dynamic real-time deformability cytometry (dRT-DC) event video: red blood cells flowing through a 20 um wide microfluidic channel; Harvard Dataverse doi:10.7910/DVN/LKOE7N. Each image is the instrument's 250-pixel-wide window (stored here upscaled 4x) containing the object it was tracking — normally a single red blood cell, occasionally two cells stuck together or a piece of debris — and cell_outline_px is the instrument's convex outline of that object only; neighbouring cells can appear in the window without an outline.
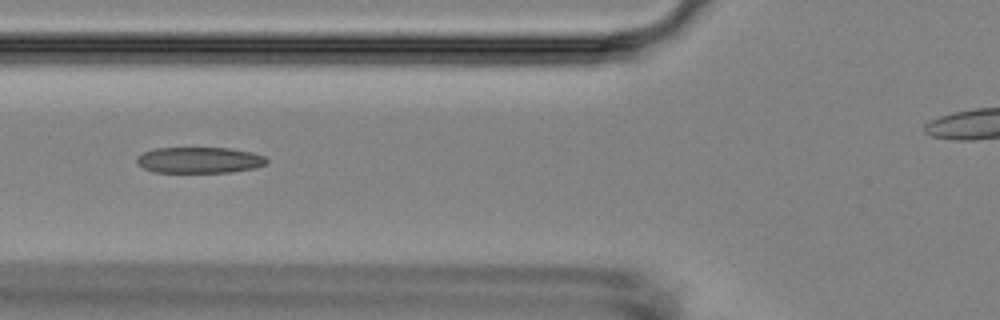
{"species": "Egyptian fruit bat (a non-hibernating species)", "species_latin": "Rousettus aegyptiacus", "temperature_condition": "room temperature", "stored_images_in_passage": 10, "camera_frame_rate_fps": 3000, "um_per_image_px": 0.085, "animal": {"sex": "female"}, "frame": {"image": 1, "passage_image": 5, "time_ms": 4.667, "image_size_px": [1000, 320], "cell_outline_px": [[268, 160], [264, 164], [256, 168], [232, 172], [152, 172], [136, 164], [136, 156], [144, 152], [156, 148], [232, 148], [252, 152], [264, 156]], "centroid_in_image_um": [16.93, 13.61], "position_along_channel_um": 108.9, "area_um2": 19.83}}
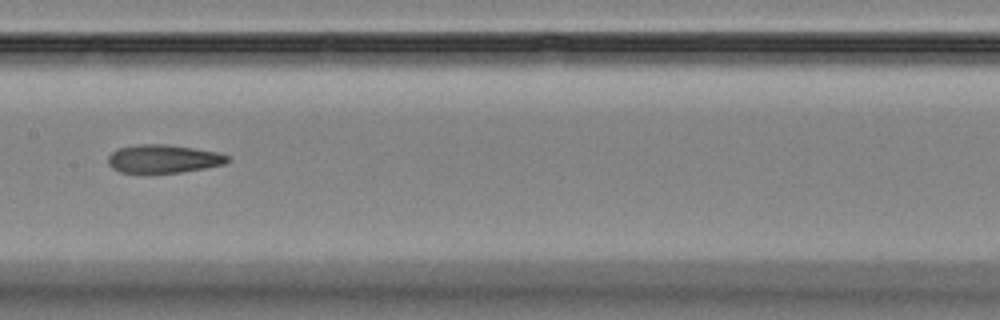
{"frame": {"image": 2, "passage_image": 7, "time_ms": 7.0, "image_size_px": [1000, 320], "cell_outline_px": [[232, 160], [224, 164], [204, 168], [180, 172], [148, 176], [120, 172], [112, 168], [108, 164], [108, 156], [112, 152], [120, 148], [140, 144], [168, 144], [220, 152], [228, 156]], "centroid_in_image_um": [13.87, 13.54], "position_along_channel_um": 193.5, "area_um2": 20.46}}
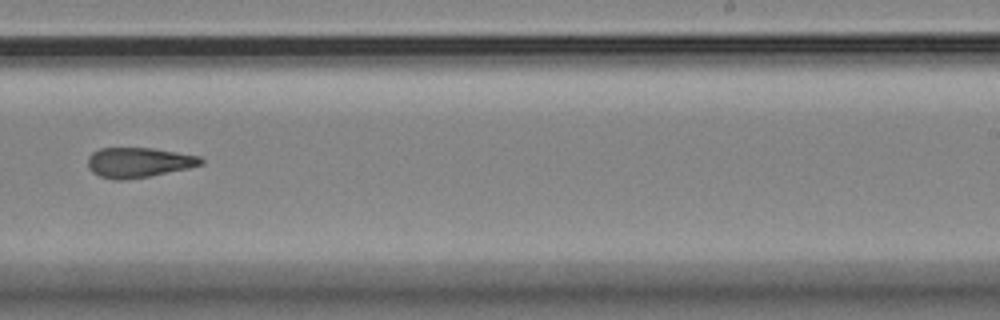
{"frame": {"image": 3, "passage_image": 9, "time_ms": 9.333, "image_size_px": [1000, 320], "cell_outline_px": [[204, 164], [188, 168], [148, 176], [124, 180], [112, 180], [100, 176], [92, 172], [88, 168], [88, 156], [92, 152], [100, 148], [152, 148], [200, 156], [204, 160]], "centroid_in_image_um": [11.76, 13.81], "position_along_channel_um": 277.2, "area_um2": 19.77}}